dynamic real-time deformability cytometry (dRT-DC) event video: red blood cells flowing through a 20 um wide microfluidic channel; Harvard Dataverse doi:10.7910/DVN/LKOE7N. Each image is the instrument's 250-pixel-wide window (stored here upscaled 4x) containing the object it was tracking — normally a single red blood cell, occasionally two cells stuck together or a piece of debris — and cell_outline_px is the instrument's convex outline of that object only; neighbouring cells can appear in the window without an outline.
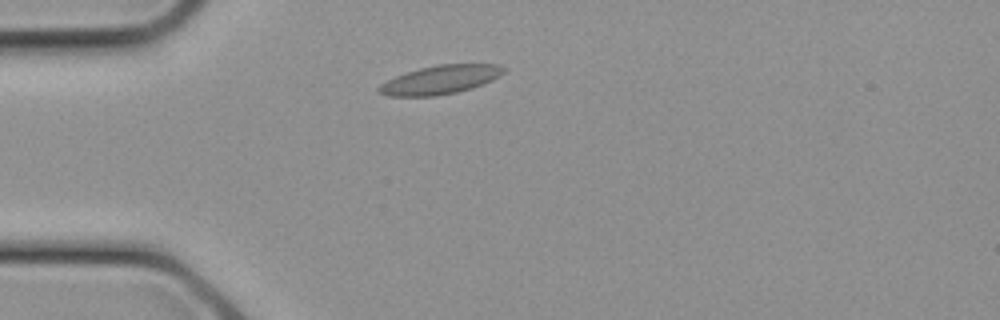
{"species": "common noctule bat (a hibernating species)", "species_latin": "Nyctalus noctula", "temperature_condition": "cold", "stored_images_in_passage": 5, "camera_frame_rate_fps": 3000, "um_per_image_px": 0.085, "animal": {"sex": "female", "body_mass_g": 21.9}, "frame": {"image": 1, "passage_image": 4, "time_ms": 1.0, "image_size_px": [1000, 320], "cell_outline_px": [[508, 68], [500, 76], [492, 80], [472, 88], [456, 92], [436, 96], [388, 96], [380, 92], [376, 88], [380, 84], [404, 72], [436, 64], [500, 64]], "centroid_in_image_um": [37.45, 6.76], "position_along_channel_um": 47.6, "area_um2": 20.98}}